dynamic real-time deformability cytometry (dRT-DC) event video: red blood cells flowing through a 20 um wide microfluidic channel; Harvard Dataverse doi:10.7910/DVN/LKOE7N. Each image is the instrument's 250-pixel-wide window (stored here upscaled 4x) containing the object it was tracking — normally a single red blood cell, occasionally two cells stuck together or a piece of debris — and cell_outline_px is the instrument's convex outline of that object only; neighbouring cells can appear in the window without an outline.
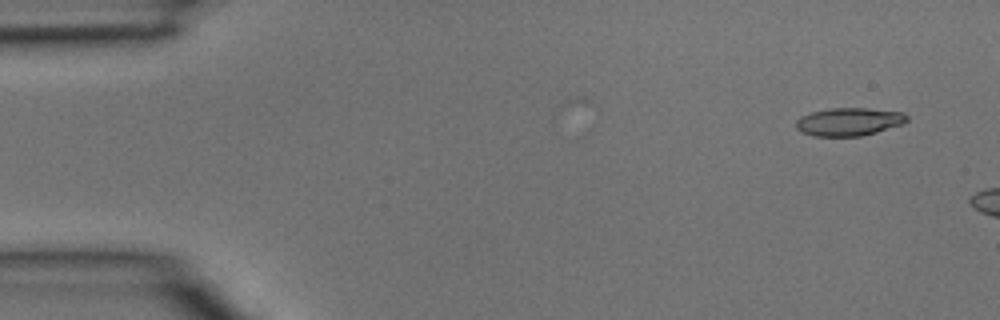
{"species": "common noctule bat (a hibernating species)", "species_latin": "Nyctalus noctula", "temperature_condition": "room temperature", "stored_images_in_passage": 2, "camera_frame_rate_fps": 3000, "um_per_image_px": 0.085, "animal": {"sex": "male", "body_mass_g": 15.6}, "frame": {"image": 1, "passage_image": 1, "time_ms": 0.0, "image_size_px": [1000, 320], "cell_outline_px": [[908, 120], [904, 124], [876, 132], [860, 136], [816, 136], [800, 132], [796, 128], [796, 120], [800, 116], [812, 112], [828, 108], [868, 108], [904, 112], [908, 116]], "centroid_in_image_um": [72.17, 10.34], "position_along_channel_um": 12.8, "area_um2": 18.26}}